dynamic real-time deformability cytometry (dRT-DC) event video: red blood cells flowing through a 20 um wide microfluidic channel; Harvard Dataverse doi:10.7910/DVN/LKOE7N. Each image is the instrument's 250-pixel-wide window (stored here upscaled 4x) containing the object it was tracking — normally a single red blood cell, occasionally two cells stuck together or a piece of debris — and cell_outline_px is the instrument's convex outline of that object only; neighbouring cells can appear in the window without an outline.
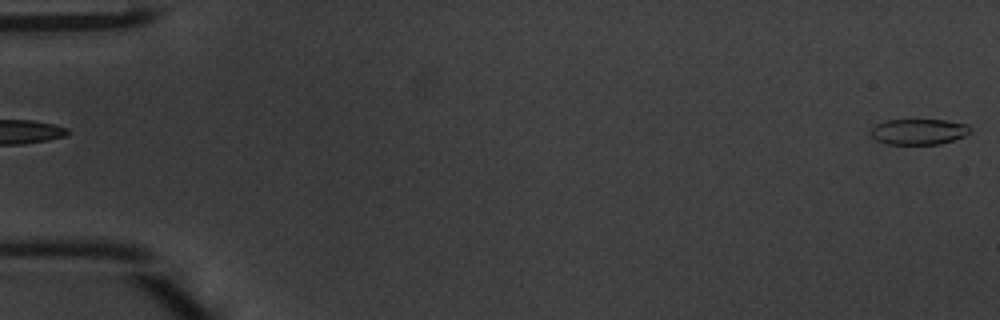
{"species": "common noctule bat (a hibernating species)", "species_latin": "Nyctalus noctula", "temperature_condition": "warm", "stored_images_in_passage": 3, "camera_frame_rate_fps": 3000, "um_per_image_px": 0.085, "animal": {"sex": "male", "body_mass_g": 20.1, "forearm_length_mm": 53.5}, "frame": {"image": 1, "passage_image": 3, "time_ms": 0.667, "image_size_px": [1000, 320], "cell_outline_px": [[972, 132], [964, 136], [940, 144], [888, 144], [876, 140], [872, 136], [872, 128], [876, 124], [884, 120], [944, 120], [968, 124], [972, 128]], "centroid_in_image_um": [78.13, 11.19], "position_along_channel_um": 6.9, "area_um2": 14.91}}